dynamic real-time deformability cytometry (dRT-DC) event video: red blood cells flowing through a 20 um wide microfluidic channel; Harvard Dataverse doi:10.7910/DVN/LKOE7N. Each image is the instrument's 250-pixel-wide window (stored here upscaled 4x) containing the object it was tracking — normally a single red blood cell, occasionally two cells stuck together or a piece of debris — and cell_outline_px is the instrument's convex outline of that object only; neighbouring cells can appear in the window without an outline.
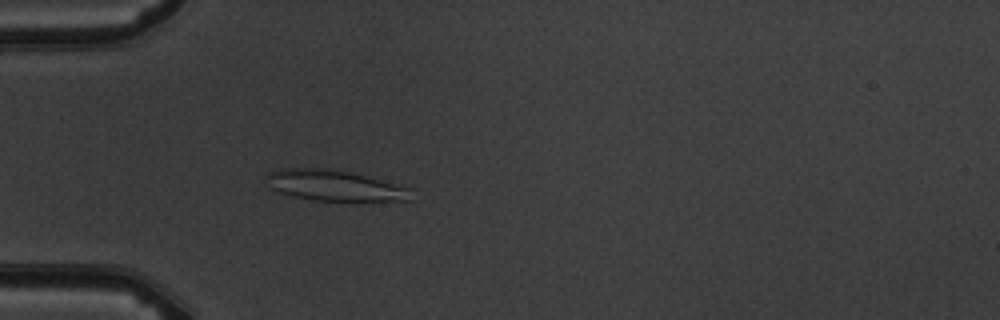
{"species": "common noctule bat (a hibernating species)", "species_latin": "Nyctalus noctula", "temperature_condition": "warm", "stored_images_in_passage": 4, "camera_frame_rate_fps": 3000, "um_per_image_px": 0.085, "animal": {"sex": "male", "body_mass_g": 19.5, "forearm_length_mm": 54.6}, "frame": {"image": 1, "passage_image": 4, "time_ms": 4.333, "image_size_px": [1000, 320], "cell_outline_px": [[416, 188], [408, 200], [316, 200], [296, 196], [280, 192], [272, 188], [268, 176], [268, 172], [284, 168], [328, 168], [352, 172]], "centroid_in_image_um": [28.55, 15.75], "position_along_channel_um": 56.4, "area_um2": 25.66}}